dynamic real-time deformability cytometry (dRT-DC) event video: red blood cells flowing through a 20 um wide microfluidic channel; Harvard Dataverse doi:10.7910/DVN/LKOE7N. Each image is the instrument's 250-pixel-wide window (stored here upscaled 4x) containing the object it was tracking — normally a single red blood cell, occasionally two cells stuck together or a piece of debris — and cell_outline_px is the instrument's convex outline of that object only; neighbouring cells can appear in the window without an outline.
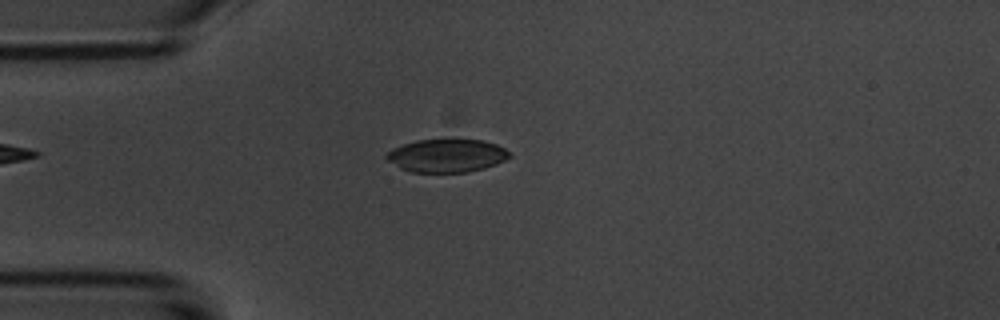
{"species": "common noctule bat (a hibernating species)", "species_latin": "Nyctalus noctula", "temperature_condition": "room temperature", "stored_images_in_passage": 5, "camera_frame_rate_fps": 3000, "um_per_image_px": 0.085, "animal": {"sex": "male", "body_mass_g": 20.1, "forearm_length_mm": 53.5}, "frame": {"image": 1, "passage_image": 5, "time_ms": 5.667, "image_size_px": [1000, 320], "cell_outline_px": [[512, 156], [496, 164], [484, 168], [468, 172], [412, 172], [400, 168], [388, 160], [384, 156], [392, 148], [416, 140], [484, 140], [496, 144], [504, 148]], "centroid_in_image_um": [37.97, 13.23], "position_along_channel_um": 47.0, "area_um2": 23.58}}